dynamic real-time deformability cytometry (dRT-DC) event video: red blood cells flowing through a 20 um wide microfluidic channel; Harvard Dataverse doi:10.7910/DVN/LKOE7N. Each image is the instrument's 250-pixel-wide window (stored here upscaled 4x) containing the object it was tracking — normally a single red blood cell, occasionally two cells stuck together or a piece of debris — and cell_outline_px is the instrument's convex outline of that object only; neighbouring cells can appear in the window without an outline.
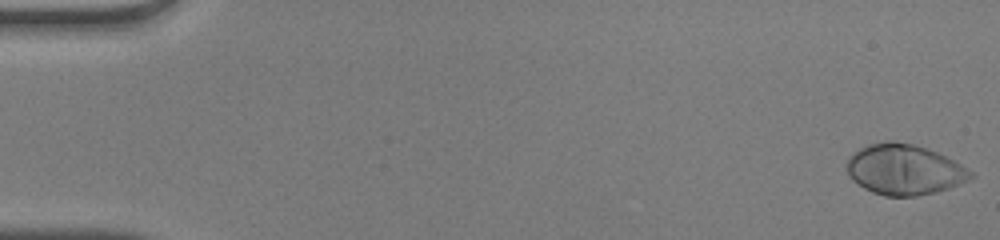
{"species": "human", "species_latin": "Homo sapiens", "temperature_condition": "warm", "stored_images_in_passage": 51, "camera_frame_rate_fps": 3000, "um_per_image_px": 0.085, "donor": {"sex": "male"}, "frame": {"image": 1, "passage_image": 1, "time_ms": 0.0, "image_size_px": [1000, 240], "cell_outline_px": [[976, 176], [968, 180], [948, 188], [936, 192], [916, 196], [884, 196], [872, 192], [864, 188], [852, 180], [848, 176], [844, 164], [848, 156], [860, 148], [868, 144], [888, 140], [892, 140], [912, 144], [936, 152], [960, 164], [972, 172]], "centroid_in_image_um": [76.8, 14.41], "position_along_channel_um": 8.2, "area_um2": 36.53}}
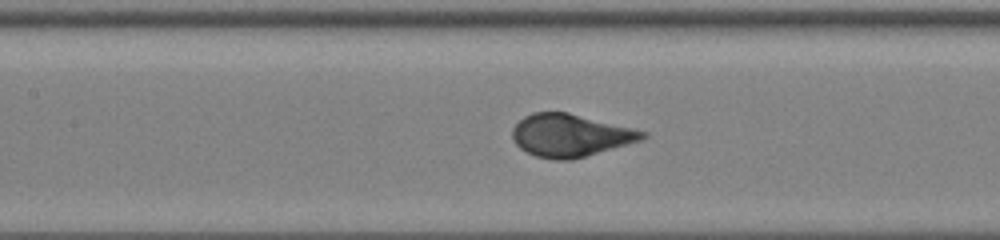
{"frame": {"image": 2, "passage_image": 24, "time_ms": 7.667, "image_size_px": [1000, 240], "cell_outline_px": [[648, 136], [640, 140], [572, 160], [552, 160], [536, 156], [520, 148], [512, 140], [512, 128], [524, 116], [532, 112], [568, 112], [648, 132]], "centroid_in_image_um": [48.44, 11.5], "position_along_channel_um": 159.0, "area_um2": 32.14}}
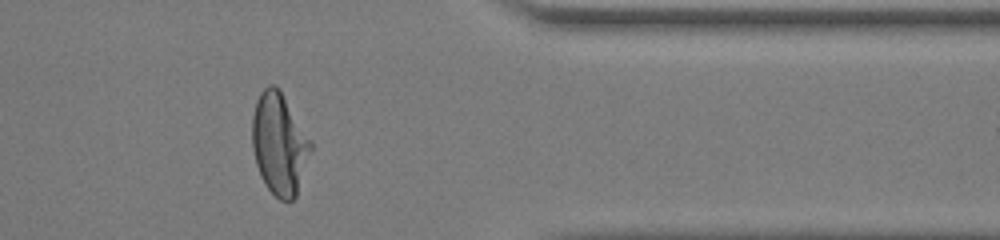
{"frame": {"image": 3, "passage_image": 42, "time_ms": 13.667, "image_size_px": [1000, 240], "cell_outline_px": [[312, 148], [296, 196], [292, 200], [280, 200], [264, 184], [260, 176], [256, 164], [252, 148], [252, 116], [256, 100], [260, 92], [268, 84], [276, 84], [280, 88], [312, 140]], "centroid_in_image_um": [23.74, 12.18], "position_along_channel_um": 387.7, "area_um2": 35.08}}